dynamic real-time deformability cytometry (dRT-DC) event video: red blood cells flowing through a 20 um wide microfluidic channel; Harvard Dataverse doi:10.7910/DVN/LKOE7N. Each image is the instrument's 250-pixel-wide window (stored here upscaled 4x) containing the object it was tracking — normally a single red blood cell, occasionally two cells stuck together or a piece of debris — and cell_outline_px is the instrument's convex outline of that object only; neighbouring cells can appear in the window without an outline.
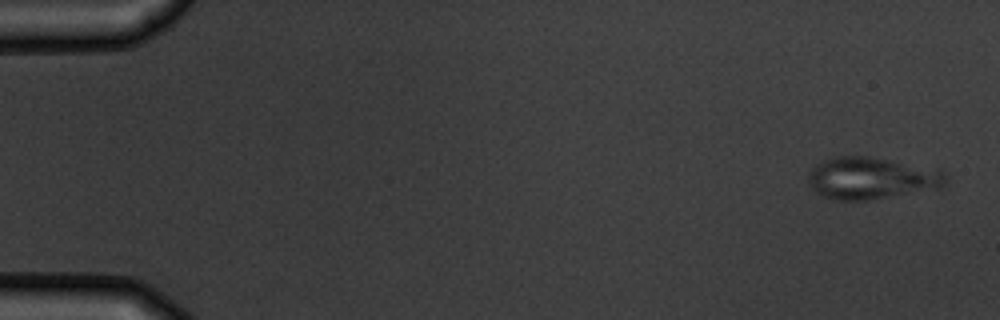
{"species": "common noctule bat (a hibernating species)", "species_latin": "Nyctalus noctula", "temperature_condition": "warm", "stored_images_in_passage": 6, "camera_frame_rate_fps": 3000, "um_per_image_px": 0.085, "animal": {"sex": "male", "body_mass_g": 19.5, "forearm_length_mm": 54.6}, "frame": {"image": 1, "passage_image": 1, "time_ms": 0.0, "image_size_px": [1000, 320], "cell_outline_px": [[948, 180], [944, 184], [936, 188], [864, 200], [832, 200], [816, 192], [812, 188], [808, 180], [808, 172], [816, 164], [824, 160], [836, 156], [868, 156], [944, 172], [948, 176]], "centroid_in_image_um": [73.97, 15.15], "position_along_channel_um": 11.0, "area_um2": 32.71}}